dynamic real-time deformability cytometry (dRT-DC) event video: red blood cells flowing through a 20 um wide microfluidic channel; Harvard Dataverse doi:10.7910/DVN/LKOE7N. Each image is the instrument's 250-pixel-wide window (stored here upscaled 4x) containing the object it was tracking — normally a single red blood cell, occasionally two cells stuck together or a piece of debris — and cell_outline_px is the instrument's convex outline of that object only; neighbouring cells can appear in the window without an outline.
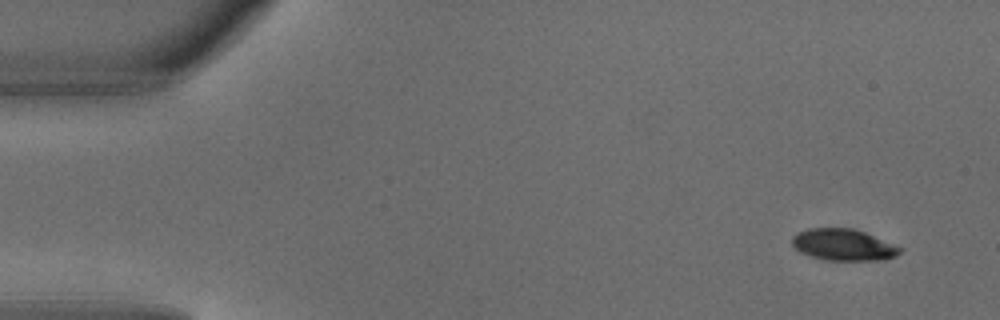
{"species": "common noctule bat (a hibernating species)", "species_latin": "Nyctalus noctula", "temperature_condition": "warm", "stored_images_in_passage": 4, "camera_frame_rate_fps": 3000, "um_per_image_px": 0.085, "animal": {"sex": "male", "body_mass_g": 18.8}, "frame": {"image": 1, "passage_image": 1, "time_ms": 0.0, "image_size_px": [1000, 320], "cell_outline_px": [[904, 248], [896, 256], [884, 260], [824, 260], [800, 252], [792, 244], [792, 236], [796, 232], [808, 228], [852, 228], [864, 232]], "centroid_in_image_um": [71.68, 20.8], "position_along_channel_um": 13.3, "area_um2": 19.88}}
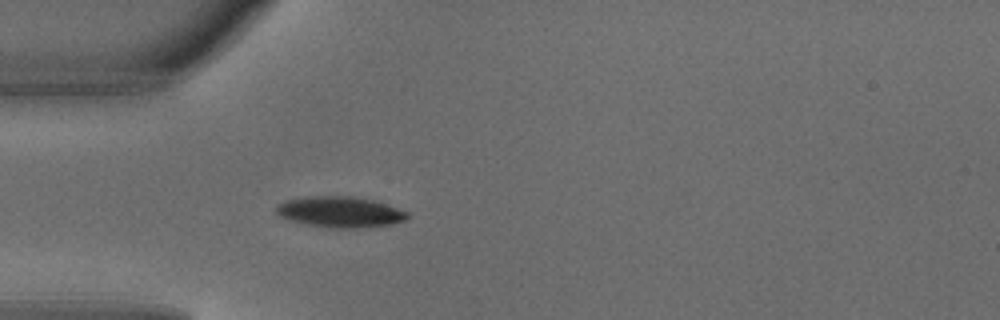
{"frame": {"image": 2, "passage_image": 4, "time_ms": 1.0, "image_size_px": [1000, 320], "cell_outline_px": [[408, 220], [392, 224], [360, 228], [328, 228], [308, 224], [292, 220], [280, 216], [276, 212], [276, 204], [288, 200], [308, 196], [352, 196], [372, 200], [408, 212]], "centroid_in_image_um": [28.92, 18.02], "position_along_channel_um": 56.1, "area_um2": 23.41}}